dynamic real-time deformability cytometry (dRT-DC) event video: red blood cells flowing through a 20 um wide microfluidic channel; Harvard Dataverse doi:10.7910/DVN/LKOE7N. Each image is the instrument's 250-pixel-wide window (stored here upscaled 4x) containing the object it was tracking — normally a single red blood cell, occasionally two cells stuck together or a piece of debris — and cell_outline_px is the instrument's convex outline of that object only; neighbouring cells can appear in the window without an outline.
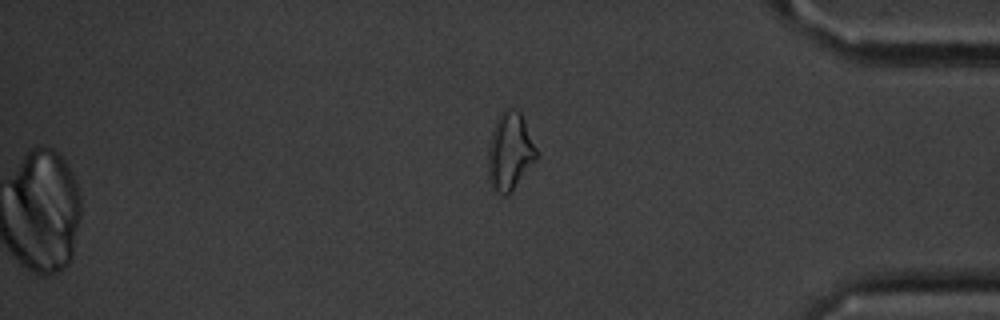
{"species": "common noctule bat (a hibernating species)", "species_latin": "Nyctalus noctula", "temperature_condition": "cold", "stored_images_in_passage": 48, "camera_frame_rate_fps": 3000, "um_per_image_px": 0.085, "animal": {"sex": "male", "body_mass_g": 20.1, "forearm_length_mm": 53.5}, "frame": {"image": 1, "passage_image": 48, "time_ms": 15.667, "image_size_px": [1000, 320], "cell_outline_px": [[536, 160], [508, 196], [504, 196], [496, 192], [492, 188], [488, 176], [488, 152], [492, 132], [496, 120], [500, 112], [504, 108], [512, 108], [520, 112], [524, 120], [536, 148]], "centroid_in_image_um": [43.32, 12.89], "position_along_channel_um": 391.9, "area_um2": 21.79}}